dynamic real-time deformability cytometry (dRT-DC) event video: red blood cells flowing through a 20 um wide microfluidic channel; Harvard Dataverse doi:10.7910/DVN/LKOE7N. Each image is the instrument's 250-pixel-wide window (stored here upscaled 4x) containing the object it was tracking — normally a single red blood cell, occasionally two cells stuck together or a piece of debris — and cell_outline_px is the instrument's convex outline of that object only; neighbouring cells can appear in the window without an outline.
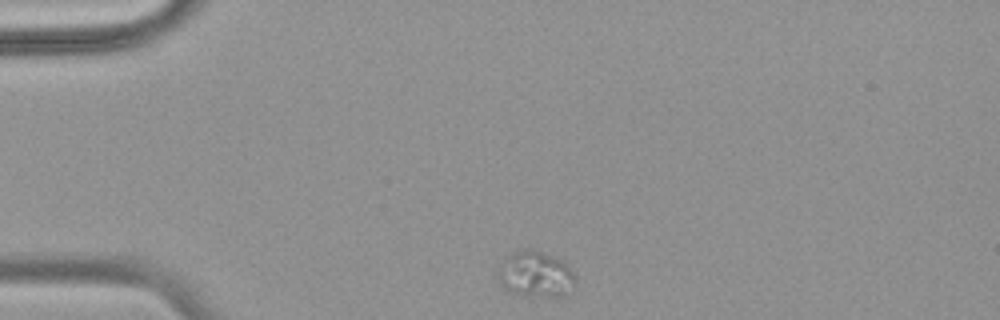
{"species": "common noctule bat (a hibernating species)", "species_latin": "Nyctalus noctula", "temperature_condition": "warm", "stored_images_in_passage": 45, "camera_frame_rate_fps": 3000, "um_per_image_px": 0.085, "animal": {"sex": "female", "body_mass_g": 18.4}, "frame": {"image": 1, "passage_image": 1, "time_ms": 0.0, "image_size_px": [1000, 320], "cell_outline_px": [[576, 284], [564, 296], [528, 296], [508, 292], [500, 284], [496, 276], [508, 256], [512, 252], [520, 248], [528, 248], [564, 260], [572, 268], [576, 276]], "centroid_in_image_um": [45.56, 23.32], "position_along_channel_um": 39.4, "area_um2": 20.98}}
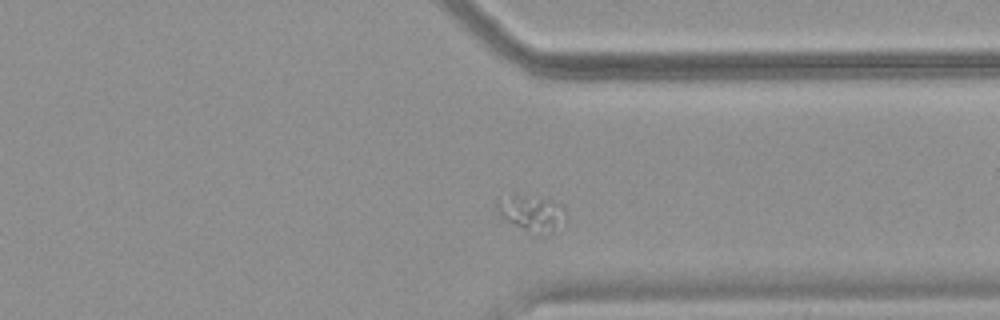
{"frame": {"image": 2, "passage_image": 32, "time_ms": 10.333, "image_size_px": [1000, 320], "cell_outline_px": [[564, 208], [552, 232], [548, 236], [544, 236], [524, 228], [500, 216], [496, 208], [496, 196], [520, 196], [544, 200]], "centroid_in_image_um": [45.02, 18.12], "position_along_channel_um": 366.4, "area_um2": 13.01}}
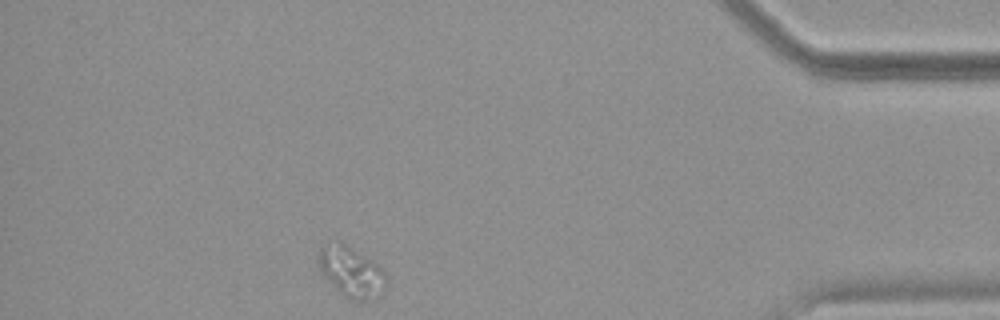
{"frame": {"image": 3, "passage_image": 39, "time_ms": 12.667, "image_size_px": [1000, 320], "cell_outline_px": [[384, 280], [364, 300], [356, 300], [344, 296], [324, 276], [320, 268], [316, 256], [320, 248], [340, 244], [344, 244], [352, 248], [372, 260], [384, 272]], "centroid_in_image_um": [29.73, 23.04], "position_along_channel_um": 405.5, "area_um2": 17.98}}